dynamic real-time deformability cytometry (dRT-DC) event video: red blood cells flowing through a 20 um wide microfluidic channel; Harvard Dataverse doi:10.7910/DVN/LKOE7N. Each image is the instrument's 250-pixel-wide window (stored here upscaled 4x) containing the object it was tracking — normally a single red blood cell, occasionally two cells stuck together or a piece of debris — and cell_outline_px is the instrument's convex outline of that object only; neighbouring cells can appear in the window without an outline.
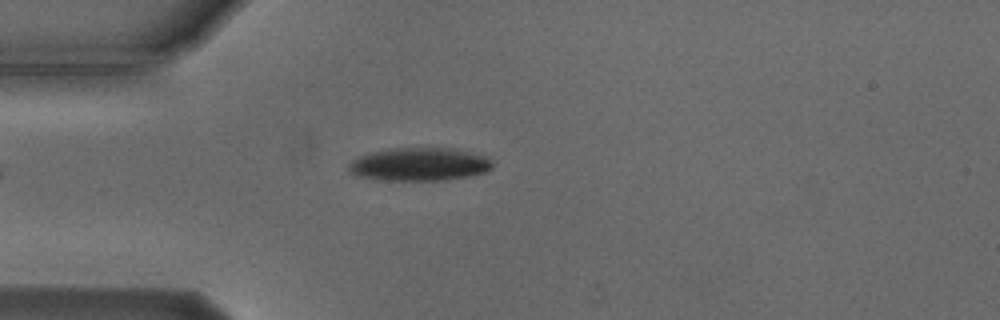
{"species": "Egyptian fruit bat (a non-hibernating species)", "species_latin": "Rousettus aegyptiacus", "temperature_condition": "cold", "stored_images_in_passage": 5, "camera_frame_rate_fps": 3000, "um_per_image_px": 0.085, "animal": {"sex": "male"}, "frame": {"image": 1, "passage_image": 5, "time_ms": 4.667, "image_size_px": [1000, 320], "cell_outline_px": [[492, 168], [484, 172], [468, 176], [444, 180], [388, 180], [356, 176], [348, 168], [348, 164], [352, 160], [360, 156], [372, 152], [388, 148], [460, 148], [488, 156], [492, 160]], "centroid_in_image_um": [35.7, 13.94], "position_along_channel_um": 49.3, "area_um2": 27.92}}